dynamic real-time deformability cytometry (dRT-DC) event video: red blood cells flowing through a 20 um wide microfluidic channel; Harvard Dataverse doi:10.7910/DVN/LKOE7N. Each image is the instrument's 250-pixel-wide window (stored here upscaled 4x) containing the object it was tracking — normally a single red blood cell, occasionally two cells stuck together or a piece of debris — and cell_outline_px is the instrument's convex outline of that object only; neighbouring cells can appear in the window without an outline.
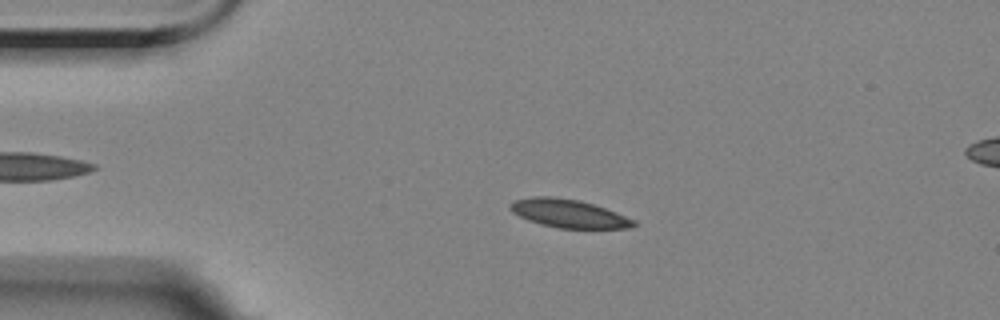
{"species": "Egyptian fruit bat (a non-hibernating species)", "species_latin": "Rousettus aegyptiacus", "temperature_condition": "room temperature", "stored_images_in_passage": 6, "segment_of_instrument_passage": [1, 2], "camera_frame_rate_fps": 3000, "um_per_image_px": 0.085, "animal": {"sex": "female"}, "frame": {"image": 1, "passage_image": 4, "time_ms": 3.333, "image_size_px": [1000, 320], "cell_outline_px": [[636, 224], [628, 228], [560, 228], [540, 224], [528, 220], [512, 212], [508, 208], [508, 204], [516, 200], [532, 196], [552, 196], [580, 200], [616, 212], [636, 220]], "centroid_in_image_um": [48.3, 18.14], "position_along_channel_um": 36.7, "area_um2": 20.29}}